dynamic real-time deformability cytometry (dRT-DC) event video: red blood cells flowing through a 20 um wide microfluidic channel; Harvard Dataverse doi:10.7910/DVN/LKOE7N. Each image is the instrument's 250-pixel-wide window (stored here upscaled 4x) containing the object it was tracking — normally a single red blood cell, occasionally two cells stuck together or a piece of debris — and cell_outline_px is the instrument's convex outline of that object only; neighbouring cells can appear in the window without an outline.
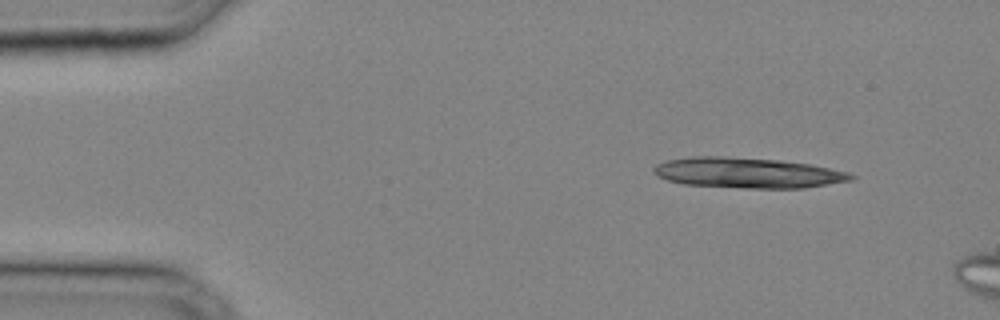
{"species": "common noctule bat (a hibernating species)", "species_latin": "Nyctalus noctula", "temperature_condition": "cold", "stored_images_in_passage": 6, "camera_frame_rate_fps": 3000, "um_per_image_px": 0.085, "animal": {"sex": "male", "body_mass_g": 20.4}, "frame": {"image": 1, "passage_image": 3, "time_ms": 0.667, "image_size_px": [1000, 320], "cell_outline_px": [[856, 176], [852, 180], [804, 188], [744, 188], [684, 184], [668, 180], [660, 176], [652, 168], [656, 164], [668, 160], [692, 156], [724, 156], [776, 160], [812, 164], [848, 172]], "centroid_in_image_um": [63.57, 14.69], "position_along_channel_um": 21.4, "area_um2": 34.8}}